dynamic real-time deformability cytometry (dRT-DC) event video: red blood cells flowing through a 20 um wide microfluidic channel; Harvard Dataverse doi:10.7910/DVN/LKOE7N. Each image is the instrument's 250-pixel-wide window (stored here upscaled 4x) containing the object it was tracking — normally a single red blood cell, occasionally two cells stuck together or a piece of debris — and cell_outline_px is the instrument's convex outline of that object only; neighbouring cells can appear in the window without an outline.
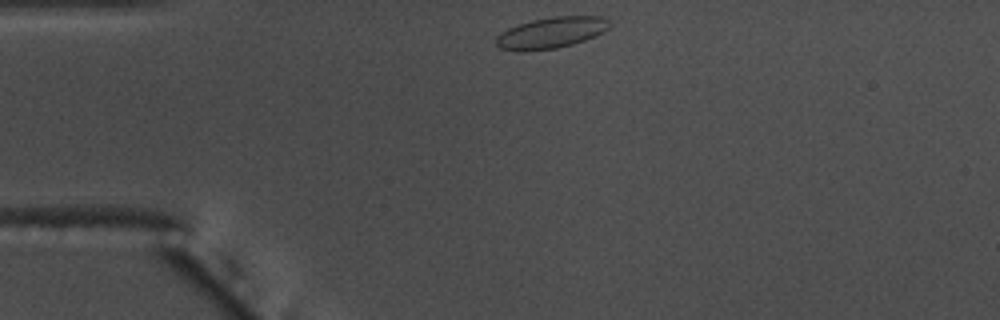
{"species": "common noctule bat (a hibernating species)", "species_latin": "Nyctalus noctula", "temperature_condition": "warm", "stored_images_in_passage": 34, "camera_frame_rate_fps": 3000, "um_per_image_px": 0.085, "animal": {"sex": "male", "body_mass_g": 17.5, "forearm_length_mm": 52.3}, "frame": {"image": 1, "passage_image": 1, "time_ms": 0.0, "image_size_px": [1000, 320], "cell_outline_px": [[612, 24], [604, 32], [596, 36], [572, 44], [556, 48], [528, 52], [516, 52], [500, 48], [496, 44], [496, 36], [508, 28], [532, 20], [552, 16], [600, 16], [612, 20]], "centroid_in_image_um": [46.87, 2.79], "position_along_channel_um": 38.1, "area_um2": 20.92}}
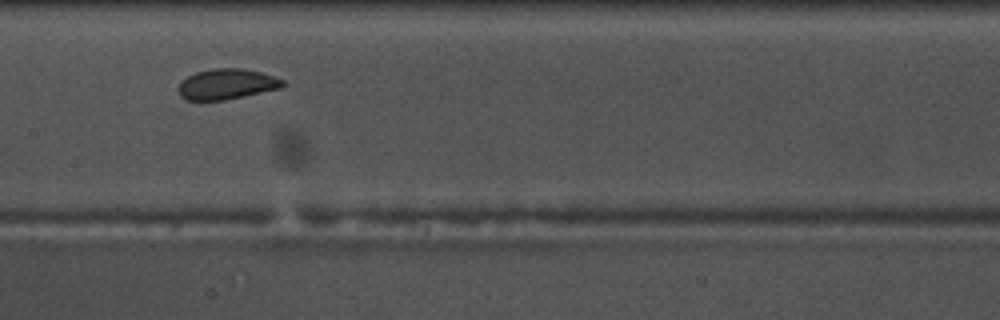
{"frame": {"image": 2, "passage_image": 16, "time_ms": 5.0, "image_size_px": [1000, 320], "cell_outline_px": [[284, 84], [280, 88], [244, 96], [224, 100], [184, 100], [180, 96], [180, 84], [188, 76], [196, 72], [212, 68], [240, 68], [260, 72], [284, 80]], "centroid_in_image_um": [19.27, 7.15], "position_along_channel_um": 188.1, "area_um2": 18.26}}
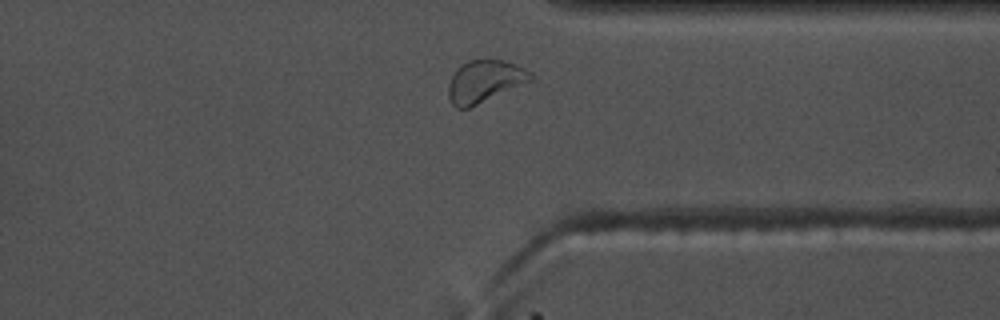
{"frame": {"image": 3, "passage_image": 31, "time_ms": 10.0, "image_size_px": [1000, 320], "cell_outline_px": [[536, 80], [468, 108], [456, 108], [452, 104], [448, 96], [448, 84], [456, 68], [460, 64], [468, 60], [484, 56], [504, 60], [516, 64], [524, 68]], "centroid_in_image_um": [41.2, 6.86], "position_along_channel_um": 370.2, "area_um2": 20.92}, "authors_computed_cell_mechanics": {"area_um2": 18.8428, "velocity_mm_per_s": 3.6688, "shape_relaxation_time_tau1_ms": 6.7858, "shape_relaxation_time_tau2_ms": 1.1551, "deformation_change_tau1": 0.1359, "deformation_change_tau2": 0.0462}}